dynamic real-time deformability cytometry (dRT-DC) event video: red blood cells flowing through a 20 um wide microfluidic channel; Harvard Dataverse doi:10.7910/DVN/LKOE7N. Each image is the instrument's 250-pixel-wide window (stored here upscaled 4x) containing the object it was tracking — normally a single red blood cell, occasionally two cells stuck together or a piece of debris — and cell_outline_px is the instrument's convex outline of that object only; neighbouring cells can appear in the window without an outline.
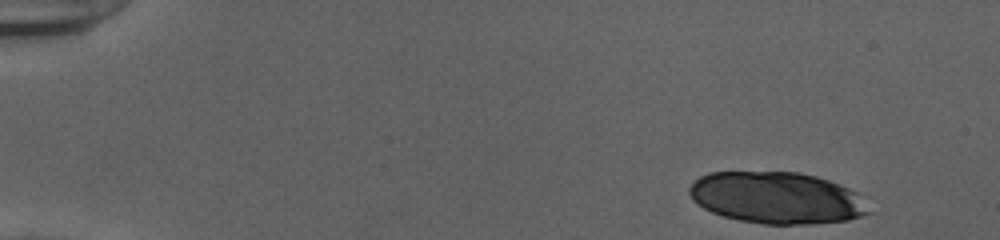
{"species": "human", "species_latin": "Homo sapiens", "temperature_condition": "cold", "stored_images_in_passage": 48, "camera_frame_rate_fps": 3000, "um_per_image_px": 0.085, "donor": {"sex": "female"}, "frame": {"image": 1, "passage_image": 1, "time_ms": 0.0, "image_size_px": [1000, 240], "cell_outline_px": [[872, 212], [848, 220], [812, 224], [764, 224], [740, 220], [724, 216], [712, 212], [696, 204], [692, 200], [688, 192], [688, 188], [700, 176], [708, 172], [800, 172], [816, 176], [828, 180], [848, 188], [856, 192]], "centroid_in_image_um": [66.0, 16.81], "position_along_channel_um": 19.0, "area_um2": 54.04}}
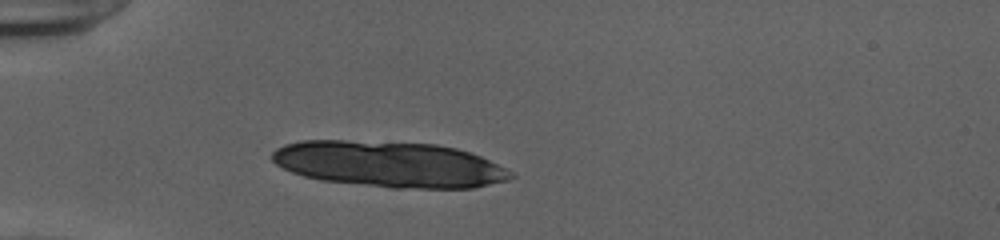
{"frame": {"image": 2, "passage_image": 12, "time_ms": 3.667, "image_size_px": [1000, 240], "cell_outline_px": [[516, 176], [508, 180], [472, 188], [392, 188], [320, 180], [304, 176], [292, 172], [276, 164], [272, 160], [272, 152], [276, 148], [284, 144], [300, 140], [344, 140], [436, 144], [456, 148], [480, 156], [512, 172]], "centroid_in_image_um": [33.06, 13.96], "position_along_channel_um": 51.9, "area_um2": 63.81}}